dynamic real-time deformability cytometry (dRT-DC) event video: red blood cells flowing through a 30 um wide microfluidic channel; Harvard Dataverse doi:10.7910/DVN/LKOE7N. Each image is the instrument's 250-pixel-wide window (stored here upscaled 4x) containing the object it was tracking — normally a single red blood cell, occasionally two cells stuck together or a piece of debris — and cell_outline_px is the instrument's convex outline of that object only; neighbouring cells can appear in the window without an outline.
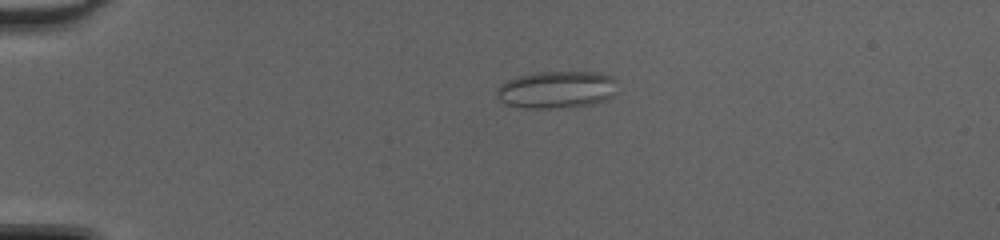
{"species": "common noctule bat (a hibernating species)", "species_latin": "Nyctalus noctula", "temperature_condition": "cold", "stored_images_in_passage": 50, "camera_frame_rate_fps": 3000, "um_per_image_px": 0.085, "animal": {"sex": "female", "body_mass_g": 20.0, "forearm_length_mm": 54.0}, "frame": {"image": 1, "passage_image": 13, "time_ms": 4.0, "image_size_px": [1000, 240], "cell_outline_px": [[616, 92], [612, 96], [604, 100], [592, 104], [560, 108], [524, 108], [504, 104], [496, 96], [496, 88], [504, 80], [516, 76], [536, 72], [596, 72], [612, 76], [616, 80]], "centroid_in_image_um": [47.27, 7.61], "position_along_channel_um": 37.7, "area_um2": 26.59}}
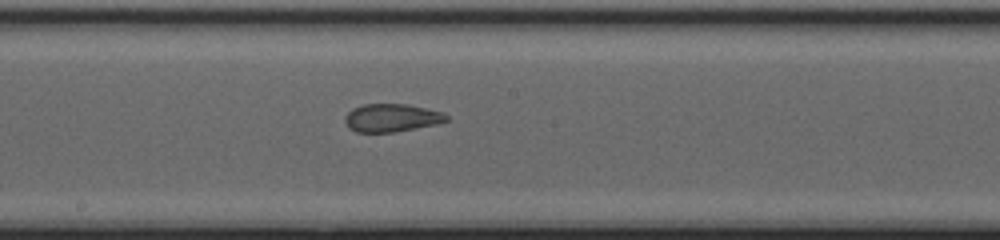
{"frame": {"image": 2, "passage_image": 29, "time_ms": 9.333, "image_size_px": [1000, 240], "cell_outline_px": [[448, 120], [436, 124], [396, 132], [356, 132], [348, 128], [344, 120], [344, 116], [352, 108], [364, 104], [408, 104], [444, 112], [448, 116]], "centroid_in_image_um": [33.27, 10.01], "position_along_channel_um": 214.9, "area_um2": 16.7}}
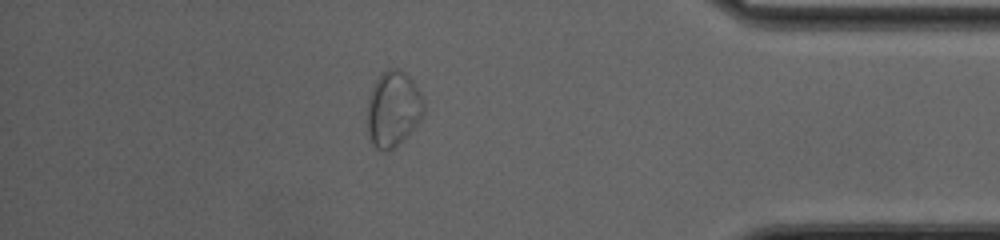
{"frame": {"image": 3, "passage_image": 44, "time_ms": 14.333, "image_size_px": [1000, 240], "cell_outline_px": [[424, 112], [420, 120], [392, 148], [384, 152], [376, 148], [372, 144], [368, 136], [368, 96], [376, 80], [388, 68], [400, 68], [412, 80], [420, 92], [424, 104]], "centroid_in_image_um": [33.4, 9.23], "position_along_channel_um": 401.8, "area_um2": 24.45}, "authors_computed_cell_mechanics": {"area_um2": 22.7732, "velocity_mm_per_s": 4.3172, "shape_relaxation_time_tau1_ms": null, "shape_relaxation_time_tau2_ms": 0.7896, "deformation_change_tau1": null, "deformation_change_tau2": 0.0817}}